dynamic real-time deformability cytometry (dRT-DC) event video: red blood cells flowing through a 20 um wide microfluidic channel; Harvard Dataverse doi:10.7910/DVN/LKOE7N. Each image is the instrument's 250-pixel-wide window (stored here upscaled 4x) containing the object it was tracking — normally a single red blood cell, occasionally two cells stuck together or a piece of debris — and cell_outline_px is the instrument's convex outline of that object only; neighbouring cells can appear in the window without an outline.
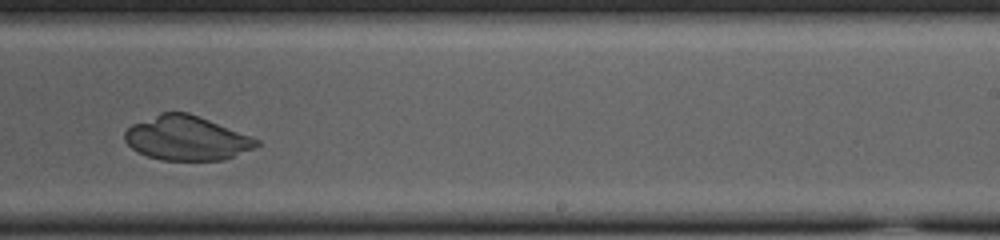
{"species": "common noctule bat (a hibernating species)", "species_latin": "Nyctalus noctula", "temperature_condition": "cold", "stored_images_in_passage": 34, "camera_frame_rate_fps": 3000, "um_per_image_px": 0.085, "animal": {"sex": "female", "body_mass_g": 23.0, "forearm_length_mm": 53.4}, "frame": {"image": 1, "passage_image": 24, "time_ms": 7.667, "image_size_px": [1000, 240], "cell_outline_px": [[260, 144], [256, 148], [224, 160], [160, 160], [136, 152], [124, 140], [124, 132], [132, 124], [160, 112], [188, 112], [260, 140]], "centroid_in_image_um": [15.84, 11.75], "position_along_channel_um": 273.2, "area_um2": 34.04}}